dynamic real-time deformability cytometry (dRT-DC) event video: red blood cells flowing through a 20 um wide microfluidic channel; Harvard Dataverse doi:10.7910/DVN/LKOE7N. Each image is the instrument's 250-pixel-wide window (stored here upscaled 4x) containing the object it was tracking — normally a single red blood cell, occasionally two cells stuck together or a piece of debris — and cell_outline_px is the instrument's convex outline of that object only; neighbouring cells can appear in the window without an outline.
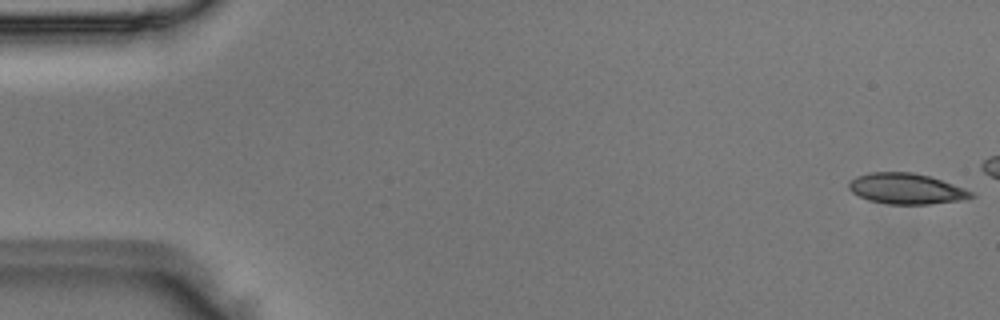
{"species": "Egyptian fruit bat (a non-hibernating species)", "species_latin": "Rousettus aegyptiacus", "temperature_condition": "room temperature", "stored_images_in_passage": 14, "camera_frame_rate_fps": 3000, "um_per_image_px": 0.085, "animal": {"sex": "male"}, "frame": {"image": 1, "passage_image": 1, "time_ms": 0.0, "image_size_px": [1000, 320], "cell_outline_px": [[976, 196], [960, 200], [928, 204], [888, 204], [868, 200], [852, 192], [848, 188], [848, 184], [856, 176], [868, 172], [912, 172], [928, 176], [964, 188], [972, 192]], "centroid_in_image_um": [77.0, 16.04], "position_along_channel_um": 8.0, "area_um2": 21.68}}